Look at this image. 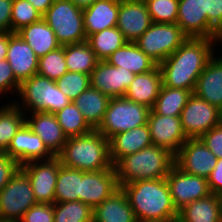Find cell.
Returning <instances> with one entry per match:
<instances>
[{
	"mask_svg": "<svg viewBox=\"0 0 222 222\" xmlns=\"http://www.w3.org/2000/svg\"><path fill=\"white\" fill-rule=\"evenodd\" d=\"M150 110L125 97L110 98L103 120L96 130L109 140L116 134L147 124Z\"/></svg>",
	"mask_w": 222,
	"mask_h": 222,
	"instance_id": "obj_7",
	"label": "cell"
},
{
	"mask_svg": "<svg viewBox=\"0 0 222 222\" xmlns=\"http://www.w3.org/2000/svg\"><path fill=\"white\" fill-rule=\"evenodd\" d=\"M93 222H138L121 187L93 211Z\"/></svg>",
	"mask_w": 222,
	"mask_h": 222,
	"instance_id": "obj_26",
	"label": "cell"
},
{
	"mask_svg": "<svg viewBox=\"0 0 222 222\" xmlns=\"http://www.w3.org/2000/svg\"><path fill=\"white\" fill-rule=\"evenodd\" d=\"M82 171L63 166L58 170L54 203L79 201Z\"/></svg>",
	"mask_w": 222,
	"mask_h": 222,
	"instance_id": "obj_34",
	"label": "cell"
},
{
	"mask_svg": "<svg viewBox=\"0 0 222 222\" xmlns=\"http://www.w3.org/2000/svg\"><path fill=\"white\" fill-rule=\"evenodd\" d=\"M56 84L58 88L73 102L83 91L90 87V75L67 71Z\"/></svg>",
	"mask_w": 222,
	"mask_h": 222,
	"instance_id": "obj_40",
	"label": "cell"
},
{
	"mask_svg": "<svg viewBox=\"0 0 222 222\" xmlns=\"http://www.w3.org/2000/svg\"><path fill=\"white\" fill-rule=\"evenodd\" d=\"M37 204L28 176L19 169L0 192V221L18 222Z\"/></svg>",
	"mask_w": 222,
	"mask_h": 222,
	"instance_id": "obj_9",
	"label": "cell"
},
{
	"mask_svg": "<svg viewBox=\"0 0 222 222\" xmlns=\"http://www.w3.org/2000/svg\"><path fill=\"white\" fill-rule=\"evenodd\" d=\"M152 145L148 124L116 134L109 139L111 162L114 166L121 158Z\"/></svg>",
	"mask_w": 222,
	"mask_h": 222,
	"instance_id": "obj_23",
	"label": "cell"
},
{
	"mask_svg": "<svg viewBox=\"0 0 222 222\" xmlns=\"http://www.w3.org/2000/svg\"><path fill=\"white\" fill-rule=\"evenodd\" d=\"M165 179L177 211L193 201L212 194L207 178L187 174L176 165L171 168Z\"/></svg>",
	"mask_w": 222,
	"mask_h": 222,
	"instance_id": "obj_13",
	"label": "cell"
},
{
	"mask_svg": "<svg viewBox=\"0 0 222 222\" xmlns=\"http://www.w3.org/2000/svg\"><path fill=\"white\" fill-rule=\"evenodd\" d=\"M218 42L222 43V31L219 33V37H218L217 43Z\"/></svg>",
	"mask_w": 222,
	"mask_h": 222,
	"instance_id": "obj_52",
	"label": "cell"
},
{
	"mask_svg": "<svg viewBox=\"0 0 222 222\" xmlns=\"http://www.w3.org/2000/svg\"><path fill=\"white\" fill-rule=\"evenodd\" d=\"M152 24L145 2L120 0L117 28L127 42H135Z\"/></svg>",
	"mask_w": 222,
	"mask_h": 222,
	"instance_id": "obj_19",
	"label": "cell"
},
{
	"mask_svg": "<svg viewBox=\"0 0 222 222\" xmlns=\"http://www.w3.org/2000/svg\"><path fill=\"white\" fill-rule=\"evenodd\" d=\"M16 33L28 43L38 58L61 46L54 31L43 18L24 26Z\"/></svg>",
	"mask_w": 222,
	"mask_h": 222,
	"instance_id": "obj_29",
	"label": "cell"
},
{
	"mask_svg": "<svg viewBox=\"0 0 222 222\" xmlns=\"http://www.w3.org/2000/svg\"><path fill=\"white\" fill-rule=\"evenodd\" d=\"M87 42L96 54V57L102 61L122 47L127 41L117 27L104 29L90 35Z\"/></svg>",
	"mask_w": 222,
	"mask_h": 222,
	"instance_id": "obj_35",
	"label": "cell"
},
{
	"mask_svg": "<svg viewBox=\"0 0 222 222\" xmlns=\"http://www.w3.org/2000/svg\"><path fill=\"white\" fill-rule=\"evenodd\" d=\"M5 153L20 165L30 161L47 160L54 157L42 139L32 131L26 122L16 132Z\"/></svg>",
	"mask_w": 222,
	"mask_h": 222,
	"instance_id": "obj_18",
	"label": "cell"
},
{
	"mask_svg": "<svg viewBox=\"0 0 222 222\" xmlns=\"http://www.w3.org/2000/svg\"><path fill=\"white\" fill-rule=\"evenodd\" d=\"M115 169L82 171L79 201L93 210L119 189Z\"/></svg>",
	"mask_w": 222,
	"mask_h": 222,
	"instance_id": "obj_16",
	"label": "cell"
},
{
	"mask_svg": "<svg viewBox=\"0 0 222 222\" xmlns=\"http://www.w3.org/2000/svg\"><path fill=\"white\" fill-rule=\"evenodd\" d=\"M30 115L27 116L26 114L25 122L42 139L47 149L54 156H57L68 138L59 125L55 114L34 111Z\"/></svg>",
	"mask_w": 222,
	"mask_h": 222,
	"instance_id": "obj_21",
	"label": "cell"
},
{
	"mask_svg": "<svg viewBox=\"0 0 222 222\" xmlns=\"http://www.w3.org/2000/svg\"><path fill=\"white\" fill-rule=\"evenodd\" d=\"M194 94L222 111V57L213 56L198 77Z\"/></svg>",
	"mask_w": 222,
	"mask_h": 222,
	"instance_id": "obj_22",
	"label": "cell"
},
{
	"mask_svg": "<svg viewBox=\"0 0 222 222\" xmlns=\"http://www.w3.org/2000/svg\"><path fill=\"white\" fill-rule=\"evenodd\" d=\"M207 181L212 194L220 195L222 193V158L217 159V164Z\"/></svg>",
	"mask_w": 222,
	"mask_h": 222,
	"instance_id": "obj_47",
	"label": "cell"
},
{
	"mask_svg": "<svg viewBox=\"0 0 222 222\" xmlns=\"http://www.w3.org/2000/svg\"><path fill=\"white\" fill-rule=\"evenodd\" d=\"M121 189L138 222H176L178 211L165 178L135 181Z\"/></svg>",
	"mask_w": 222,
	"mask_h": 222,
	"instance_id": "obj_2",
	"label": "cell"
},
{
	"mask_svg": "<svg viewBox=\"0 0 222 222\" xmlns=\"http://www.w3.org/2000/svg\"><path fill=\"white\" fill-rule=\"evenodd\" d=\"M54 114L67 138L85 135L93 130L73 102Z\"/></svg>",
	"mask_w": 222,
	"mask_h": 222,
	"instance_id": "obj_36",
	"label": "cell"
},
{
	"mask_svg": "<svg viewBox=\"0 0 222 222\" xmlns=\"http://www.w3.org/2000/svg\"><path fill=\"white\" fill-rule=\"evenodd\" d=\"M110 97L90 86L83 91L73 103L82 113L88 125L96 130L103 120Z\"/></svg>",
	"mask_w": 222,
	"mask_h": 222,
	"instance_id": "obj_30",
	"label": "cell"
},
{
	"mask_svg": "<svg viewBox=\"0 0 222 222\" xmlns=\"http://www.w3.org/2000/svg\"><path fill=\"white\" fill-rule=\"evenodd\" d=\"M67 71L64 46H60L39 58L37 74L41 76L57 81Z\"/></svg>",
	"mask_w": 222,
	"mask_h": 222,
	"instance_id": "obj_38",
	"label": "cell"
},
{
	"mask_svg": "<svg viewBox=\"0 0 222 222\" xmlns=\"http://www.w3.org/2000/svg\"><path fill=\"white\" fill-rule=\"evenodd\" d=\"M93 211L81 201L54 203V222H93Z\"/></svg>",
	"mask_w": 222,
	"mask_h": 222,
	"instance_id": "obj_37",
	"label": "cell"
},
{
	"mask_svg": "<svg viewBox=\"0 0 222 222\" xmlns=\"http://www.w3.org/2000/svg\"><path fill=\"white\" fill-rule=\"evenodd\" d=\"M135 74L124 67H115L105 60L99 61L90 74V86L110 98L124 97Z\"/></svg>",
	"mask_w": 222,
	"mask_h": 222,
	"instance_id": "obj_17",
	"label": "cell"
},
{
	"mask_svg": "<svg viewBox=\"0 0 222 222\" xmlns=\"http://www.w3.org/2000/svg\"><path fill=\"white\" fill-rule=\"evenodd\" d=\"M126 1H129V2H146L147 0H126Z\"/></svg>",
	"mask_w": 222,
	"mask_h": 222,
	"instance_id": "obj_53",
	"label": "cell"
},
{
	"mask_svg": "<svg viewBox=\"0 0 222 222\" xmlns=\"http://www.w3.org/2000/svg\"><path fill=\"white\" fill-rule=\"evenodd\" d=\"M218 158H222V121L199 138Z\"/></svg>",
	"mask_w": 222,
	"mask_h": 222,
	"instance_id": "obj_44",
	"label": "cell"
},
{
	"mask_svg": "<svg viewBox=\"0 0 222 222\" xmlns=\"http://www.w3.org/2000/svg\"><path fill=\"white\" fill-rule=\"evenodd\" d=\"M219 196H220V198H221V204H222V193H221Z\"/></svg>",
	"mask_w": 222,
	"mask_h": 222,
	"instance_id": "obj_54",
	"label": "cell"
},
{
	"mask_svg": "<svg viewBox=\"0 0 222 222\" xmlns=\"http://www.w3.org/2000/svg\"><path fill=\"white\" fill-rule=\"evenodd\" d=\"M26 113L13 101L0 107V152H5L12 138L25 123Z\"/></svg>",
	"mask_w": 222,
	"mask_h": 222,
	"instance_id": "obj_33",
	"label": "cell"
},
{
	"mask_svg": "<svg viewBox=\"0 0 222 222\" xmlns=\"http://www.w3.org/2000/svg\"><path fill=\"white\" fill-rule=\"evenodd\" d=\"M20 167L21 165L15 159L11 158L5 152H0V192Z\"/></svg>",
	"mask_w": 222,
	"mask_h": 222,
	"instance_id": "obj_45",
	"label": "cell"
},
{
	"mask_svg": "<svg viewBox=\"0 0 222 222\" xmlns=\"http://www.w3.org/2000/svg\"><path fill=\"white\" fill-rule=\"evenodd\" d=\"M179 0H147V11L152 22L176 23Z\"/></svg>",
	"mask_w": 222,
	"mask_h": 222,
	"instance_id": "obj_41",
	"label": "cell"
},
{
	"mask_svg": "<svg viewBox=\"0 0 222 222\" xmlns=\"http://www.w3.org/2000/svg\"><path fill=\"white\" fill-rule=\"evenodd\" d=\"M17 94L21 99L14 103L19 108L22 107L21 110L25 113L27 109V114L34 111L54 114L71 102L58 88L56 81L39 74L22 81Z\"/></svg>",
	"mask_w": 222,
	"mask_h": 222,
	"instance_id": "obj_5",
	"label": "cell"
},
{
	"mask_svg": "<svg viewBox=\"0 0 222 222\" xmlns=\"http://www.w3.org/2000/svg\"><path fill=\"white\" fill-rule=\"evenodd\" d=\"M60 165L61 162L57 156L21 165L20 169L28 176L37 203L54 204Z\"/></svg>",
	"mask_w": 222,
	"mask_h": 222,
	"instance_id": "obj_11",
	"label": "cell"
},
{
	"mask_svg": "<svg viewBox=\"0 0 222 222\" xmlns=\"http://www.w3.org/2000/svg\"><path fill=\"white\" fill-rule=\"evenodd\" d=\"M43 18L28 0H13L11 13V32L16 33L24 26Z\"/></svg>",
	"mask_w": 222,
	"mask_h": 222,
	"instance_id": "obj_39",
	"label": "cell"
},
{
	"mask_svg": "<svg viewBox=\"0 0 222 222\" xmlns=\"http://www.w3.org/2000/svg\"><path fill=\"white\" fill-rule=\"evenodd\" d=\"M176 222H222L220 196L210 194L183 206L178 210Z\"/></svg>",
	"mask_w": 222,
	"mask_h": 222,
	"instance_id": "obj_27",
	"label": "cell"
},
{
	"mask_svg": "<svg viewBox=\"0 0 222 222\" xmlns=\"http://www.w3.org/2000/svg\"><path fill=\"white\" fill-rule=\"evenodd\" d=\"M217 40L188 37L180 47L158 65L163 86L182 88L194 93L198 77L215 54L214 46Z\"/></svg>",
	"mask_w": 222,
	"mask_h": 222,
	"instance_id": "obj_1",
	"label": "cell"
},
{
	"mask_svg": "<svg viewBox=\"0 0 222 222\" xmlns=\"http://www.w3.org/2000/svg\"><path fill=\"white\" fill-rule=\"evenodd\" d=\"M57 157L63 166L85 172L114 168L109 140L97 130L69 137Z\"/></svg>",
	"mask_w": 222,
	"mask_h": 222,
	"instance_id": "obj_3",
	"label": "cell"
},
{
	"mask_svg": "<svg viewBox=\"0 0 222 222\" xmlns=\"http://www.w3.org/2000/svg\"><path fill=\"white\" fill-rule=\"evenodd\" d=\"M192 94L190 90L162 86L151 110L164 116H180Z\"/></svg>",
	"mask_w": 222,
	"mask_h": 222,
	"instance_id": "obj_32",
	"label": "cell"
},
{
	"mask_svg": "<svg viewBox=\"0 0 222 222\" xmlns=\"http://www.w3.org/2000/svg\"><path fill=\"white\" fill-rule=\"evenodd\" d=\"M18 222H54V204L37 203Z\"/></svg>",
	"mask_w": 222,
	"mask_h": 222,
	"instance_id": "obj_42",
	"label": "cell"
},
{
	"mask_svg": "<svg viewBox=\"0 0 222 222\" xmlns=\"http://www.w3.org/2000/svg\"><path fill=\"white\" fill-rule=\"evenodd\" d=\"M61 46L87 41L83 9L70 0H54L43 15Z\"/></svg>",
	"mask_w": 222,
	"mask_h": 222,
	"instance_id": "obj_6",
	"label": "cell"
},
{
	"mask_svg": "<svg viewBox=\"0 0 222 222\" xmlns=\"http://www.w3.org/2000/svg\"><path fill=\"white\" fill-rule=\"evenodd\" d=\"M162 86L161 71L157 65L149 72L135 75L134 80L127 88L124 97L136 103L143 104L151 109Z\"/></svg>",
	"mask_w": 222,
	"mask_h": 222,
	"instance_id": "obj_25",
	"label": "cell"
},
{
	"mask_svg": "<svg viewBox=\"0 0 222 222\" xmlns=\"http://www.w3.org/2000/svg\"><path fill=\"white\" fill-rule=\"evenodd\" d=\"M20 87V82L15 78L12 68L4 59L0 61V97L3 94H11V92L17 94Z\"/></svg>",
	"mask_w": 222,
	"mask_h": 222,
	"instance_id": "obj_43",
	"label": "cell"
},
{
	"mask_svg": "<svg viewBox=\"0 0 222 222\" xmlns=\"http://www.w3.org/2000/svg\"><path fill=\"white\" fill-rule=\"evenodd\" d=\"M9 32L0 31V61L7 58Z\"/></svg>",
	"mask_w": 222,
	"mask_h": 222,
	"instance_id": "obj_49",
	"label": "cell"
},
{
	"mask_svg": "<svg viewBox=\"0 0 222 222\" xmlns=\"http://www.w3.org/2000/svg\"><path fill=\"white\" fill-rule=\"evenodd\" d=\"M13 0H0V31L11 32Z\"/></svg>",
	"mask_w": 222,
	"mask_h": 222,
	"instance_id": "obj_48",
	"label": "cell"
},
{
	"mask_svg": "<svg viewBox=\"0 0 222 222\" xmlns=\"http://www.w3.org/2000/svg\"><path fill=\"white\" fill-rule=\"evenodd\" d=\"M70 1H72L77 7L84 9L93 4L96 0H70Z\"/></svg>",
	"mask_w": 222,
	"mask_h": 222,
	"instance_id": "obj_51",
	"label": "cell"
},
{
	"mask_svg": "<svg viewBox=\"0 0 222 222\" xmlns=\"http://www.w3.org/2000/svg\"><path fill=\"white\" fill-rule=\"evenodd\" d=\"M105 61L115 67H124L135 75L149 72L157 66L135 42H126Z\"/></svg>",
	"mask_w": 222,
	"mask_h": 222,
	"instance_id": "obj_28",
	"label": "cell"
},
{
	"mask_svg": "<svg viewBox=\"0 0 222 222\" xmlns=\"http://www.w3.org/2000/svg\"><path fill=\"white\" fill-rule=\"evenodd\" d=\"M188 37L176 23L152 22L135 43L157 65L169 57Z\"/></svg>",
	"mask_w": 222,
	"mask_h": 222,
	"instance_id": "obj_8",
	"label": "cell"
},
{
	"mask_svg": "<svg viewBox=\"0 0 222 222\" xmlns=\"http://www.w3.org/2000/svg\"><path fill=\"white\" fill-rule=\"evenodd\" d=\"M6 59L12 68L15 78L20 83L37 74L39 58L28 43L17 33L9 32V46Z\"/></svg>",
	"mask_w": 222,
	"mask_h": 222,
	"instance_id": "obj_20",
	"label": "cell"
},
{
	"mask_svg": "<svg viewBox=\"0 0 222 222\" xmlns=\"http://www.w3.org/2000/svg\"><path fill=\"white\" fill-rule=\"evenodd\" d=\"M217 159L199 138L187 139L175 155V165L187 174L208 178Z\"/></svg>",
	"mask_w": 222,
	"mask_h": 222,
	"instance_id": "obj_14",
	"label": "cell"
},
{
	"mask_svg": "<svg viewBox=\"0 0 222 222\" xmlns=\"http://www.w3.org/2000/svg\"><path fill=\"white\" fill-rule=\"evenodd\" d=\"M35 9L44 15L48 8L53 4L54 0H28Z\"/></svg>",
	"mask_w": 222,
	"mask_h": 222,
	"instance_id": "obj_50",
	"label": "cell"
},
{
	"mask_svg": "<svg viewBox=\"0 0 222 222\" xmlns=\"http://www.w3.org/2000/svg\"><path fill=\"white\" fill-rule=\"evenodd\" d=\"M208 23L218 33L222 31V0H209Z\"/></svg>",
	"mask_w": 222,
	"mask_h": 222,
	"instance_id": "obj_46",
	"label": "cell"
},
{
	"mask_svg": "<svg viewBox=\"0 0 222 222\" xmlns=\"http://www.w3.org/2000/svg\"><path fill=\"white\" fill-rule=\"evenodd\" d=\"M209 0H179L176 24L189 38L218 39L219 33L208 23Z\"/></svg>",
	"mask_w": 222,
	"mask_h": 222,
	"instance_id": "obj_12",
	"label": "cell"
},
{
	"mask_svg": "<svg viewBox=\"0 0 222 222\" xmlns=\"http://www.w3.org/2000/svg\"><path fill=\"white\" fill-rule=\"evenodd\" d=\"M147 124L152 144L166 148L174 155L188 139L183 131L180 116H164L150 110Z\"/></svg>",
	"mask_w": 222,
	"mask_h": 222,
	"instance_id": "obj_15",
	"label": "cell"
},
{
	"mask_svg": "<svg viewBox=\"0 0 222 222\" xmlns=\"http://www.w3.org/2000/svg\"><path fill=\"white\" fill-rule=\"evenodd\" d=\"M120 0H96L83 9L84 29L87 38L99 31L116 27Z\"/></svg>",
	"mask_w": 222,
	"mask_h": 222,
	"instance_id": "obj_24",
	"label": "cell"
},
{
	"mask_svg": "<svg viewBox=\"0 0 222 222\" xmlns=\"http://www.w3.org/2000/svg\"><path fill=\"white\" fill-rule=\"evenodd\" d=\"M175 165V155L152 145L121 158L114 169L119 187L141 180L166 178Z\"/></svg>",
	"mask_w": 222,
	"mask_h": 222,
	"instance_id": "obj_4",
	"label": "cell"
},
{
	"mask_svg": "<svg viewBox=\"0 0 222 222\" xmlns=\"http://www.w3.org/2000/svg\"><path fill=\"white\" fill-rule=\"evenodd\" d=\"M180 120L186 137L197 139L222 121V111L193 93L182 109Z\"/></svg>",
	"mask_w": 222,
	"mask_h": 222,
	"instance_id": "obj_10",
	"label": "cell"
},
{
	"mask_svg": "<svg viewBox=\"0 0 222 222\" xmlns=\"http://www.w3.org/2000/svg\"><path fill=\"white\" fill-rule=\"evenodd\" d=\"M64 56L69 72L90 75L100 61L87 41L64 45Z\"/></svg>",
	"mask_w": 222,
	"mask_h": 222,
	"instance_id": "obj_31",
	"label": "cell"
}]
</instances>
